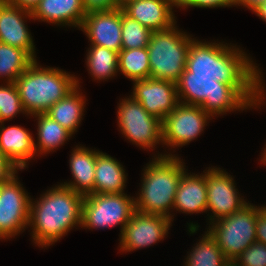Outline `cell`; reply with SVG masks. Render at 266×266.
<instances>
[{
	"label": "cell",
	"mask_w": 266,
	"mask_h": 266,
	"mask_svg": "<svg viewBox=\"0 0 266 266\" xmlns=\"http://www.w3.org/2000/svg\"><path fill=\"white\" fill-rule=\"evenodd\" d=\"M232 46L194 39L185 69L190 77H215L218 82L233 86L253 107L261 106L265 96L262 72L245 52Z\"/></svg>",
	"instance_id": "obj_1"
},
{
	"label": "cell",
	"mask_w": 266,
	"mask_h": 266,
	"mask_svg": "<svg viewBox=\"0 0 266 266\" xmlns=\"http://www.w3.org/2000/svg\"><path fill=\"white\" fill-rule=\"evenodd\" d=\"M84 195L59 184L30 201L28 226L38 247H46L60 240L73 227L81 225Z\"/></svg>",
	"instance_id": "obj_2"
},
{
	"label": "cell",
	"mask_w": 266,
	"mask_h": 266,
	"mask_svg": "<svg viewBox=\"0 0 266 266\" xmlns=\"http://www.w3.org/2000/svg\"><path fill=\"white\" fill-rule=\"evenodd\" d=\"M185 165L179 157L159 154L144 168L139 197L135 198V208L142 213L159 214L172 219L170 209L179 181L185 172Z\"/></svg>",
	"instance_id": "obj_3"
},
{
	"label": "cell",
	"mask_w": 266,
	"mask_h": 266,
	"mask_svg": "<svg viewBox=\"0 0 266 266\" xmlns=\"http://www.w3.org/2000/svg\"><path fill=\"white\" fill-rule=\"evenodd\" d=\"M37 63L35 60L14 82L27 115L46 113L77 86V77Z\"/></svg>",
	"instance_id": "obj_4"
},
{
	"label": "cell",
	"mask_w": 266,
	"mask_h": 266,
	"mask_svg": "<svg viewBox=\"0 0 266 266\" xmlns=\"http://www.w3.org/2000/svg\"><path fill=\"white\" fill-rule=\"evenodd\" d=\"M176 89L180 103L199 105L212 119L229 111L253 108L233 86L220 83L215 77H190L186 69L176 82Z\"/></svg>",
	"instance_id": "obj_5"
},
{
	"label": "cell",
	"mask_w": 266,
	"mask_h": 266,
	"mask_svg": "<svg viewBox=\"0 0 266 266\" xmlns=\"http://www.w3.org/2000/svg\"><path fill=\"white\" fill-rule=\"evenodd\" d=\"M175 24L151 33L149 53L150 78L177 82L184 72L191 42L194 40L178 30Z\"/></svg>",
	"instance_id": "obj_6"
},
{
	"label": "cell",
	"mask_w": 266,
	"mask_h": 266,
	"mask_svg": "<svg viewBox=\"0 0 266 266\" xmlns=\"http://www.w3.org/2000/svg\"><path fill=\"white\" fill-rule=\"evenodd\" d=\"M265 207L248 201L239 211L209 224L207 231L230 262L256 242V218Z\"/></svg>",
	"instance_id": "obj_7"
},
{
	"label": "cell",
	"mask_w": 266,
	"mask_h": 266,
	"mask_svg": "<svg viewBox=\"0 0 266 266\" xmlns=\"http://www.w3.org/2000/svg\"><path fill=\"white\" fill-rule=\"evenodd\" d=\"M135 198L121 194H88L82 203L81 225L88 229L109 228L125 225L135 212Z\"/></svg>",
	"instance_id": "obj_8"
},
{
	"label": "cell",
	"mask_w": 266,
	"mask_h": 266,
	"mask_svg": "<svg viewBox=\"0 0 266 266\" xmlns=\"http://www.w3.org/2000/svg\"><path fill=\"white\" fill-rule=\"evenodd\" d=\"M117 113L122 134L133 144L153 149L162 142V121L149 114L132 96L122 99Z\"/></svg>",
	"instance_id": "obj_9"
},
{
	"label": "cell",
	"mask_w": 266,
	"mask_h": 266,
	"mask_svg": "<svg viewBox=\"0 0 266 266\" xmlns=\"http://www.w3.org/2000/svg\"><path fill=\"white\" fill-rule=\"evenodd\" d=\"M211 116L199 105L179 103L162 120V143L166 146L180 147L197 139L204 131Z\"/></svg>",
	"instance_id": "obj_10"
},
{
	"label": "cell",
	"mask_w": 266,
	"mask_h": 266,
	"mask_svg": "<svg viewBox=\"0 0 266 266\" xmlns=\"http://www.w3.org/2000/svg\"><path fill=\"white\" fill-rule=\"evenodd\" d=\"M31 198L17 175L0 184V239H9L28 228Z\"/></svg>",
	"instance_id": "obj_11"
},
{
	"label": "cell",
	"mask_w": 266,
	"mask_h": 266,
	"mask_svg": "<svg viewBox=\"0 0 266 266\" xmlns=\"http://www.w3.org/2000/svg\"><path fill=\"white\" fill-rule=\"evenodd\" d=\"M171 224L167 216L135 210L120 233V250L130 252L161 241L167 236Z\"/></svg>",
	"instance_id": "obj_12"
},
{
	"label": "cell",
	"mask_w": 266,
	"mask_h": 266,
	"mask_svg": "<svg viewBox=\"0 0 266 266\" xmlns=\"http://www.w3.org/2000/svg\"><path fill=\"white\" fill-rule=\"evenodd\" d=\"M234 182L233 177L220 168L206 171L207 211L211 210L214 214L209 217V223L229 216L247 204L244 198H240Z\"/></svg>",
	"instance_id": "obj_13"
},
{
	"label": "cell",
	"mask_w": 266,
	"mask_h": 266,
	"mask_svg": "<svg viewBox=\"0 0 266 266\" xmlns=\"http://www.w3.org/2000/svg\"><path fill=\"white\" fill-rule=\"evenodd\" d=\"M132 97L161 121L180 103L176 83L153 78L133 81Z\"/></svg>",
	"instance_id": "obj_14"
},
{
	"label": "cell",
	"mask_w": 266,
	"mask_h": 266,
	"mask_svg": "<svg viewBox=\"0 0 266 266\" xmlns=\"http://www.w3.org/2000/svg\"><path fill=\"white\" fill-rule=\"evenodd\" d=\"M91 45L106 47L120 52L122 49V9L86 13L80 27Z\"/></svg>",
	"instance_id": "obj_15"
},
{
	"label": "cell",
	"mask_w": 266,
	"mask_h": 266,
	"mask_svg": "<svg viewBox=\"0 0 266 266\" xmlns=\"http://www.w3.org/2000/svg\"><path fill=\"white\" fill-rule=\"evenodd\" d=\"M25 18H33L31 11L0 0V43L25 50L36 60L35 45Z\"/></svg>",
	"instance_id": "obj_16"
},
{
	"label": "cell",
	"mask_w": 266,
	"mask_h": 266,
	"mask_svg": "<svg viewBox=\"0 0 266 266\" xmlns=\"http://www.w3.org/2000/svg\"><path fill=\"white\" fill-rule=\"evenodd\" d=\"M177 0H135L122 10L152 32L163 31L176 24L172 9Z\"/></svg>",
	"instance_id": "obj_17"
},
{
	"label": "cell",
	"mask_w": 266,
	"mask_h": 266,
	"mask_svg": "<svg viewBox=\"0 0 266 266\" xmlns=\"http://www.w3.org/2000/svg\"><path fill=\"white\" fill-rule=\"evenodd\" d=\"M31 15L34 20L80 28L86 12L82 0H40Z\"/></svg>",
	"instance_id": "obj_18"
},
{
	"label": "cell",
	"mask_w": 266,
	"mask_h": 266,
	"mask_svg": "<svg viewBox=\"0 0 266 266\" xmlns=\"http://www.w3.org/2000/svg\"><path fill=\"white\" fill-rule=\"evenodd\" d=\"M3 126V127H2ZM32 134L22 126L5 127L0 123V152L21 170L34 158L36 151Z\"/></svg>",
	"instance_id": "obj_19"
},
{
	"label": "cell",
	"mask_w": 266,
	"mask_h": 266,
	"mask_svg": "<svg viewBox=\"0 0 266 266\" xmlns=\"http://www.w3.org/2000/svg\"><path fill=\"white\" fill-rule=\"evenodd\" d=\"M184 172L174 199V209L182 213L207 212L206 172L189 175Z\"/></svg>",
	"instance_id": "obj_20"
},
{
	"label": "cell",
	"mask_w": 266,
	"mask_h": 266,
	"mask_svg": "<svg viewBox=\"0 0 266 266\" xmlns=\"http://www.w3.org/2000/svg\"><path fill=\"white\" fill-rule=\"evenodd\" d=\"M100 151L76 146L69 160L73 181L61 183L82 195L94 194L96 156Z\"/></svg>",
	"instance_id": "obj_21"
},
{
	"label": "cell",
	"mask_w": 266,
	"mask_h": 266,
	"mask_svg": "<svg viewBox=\"0 0 266 266\" xmlns=\"http://www.w3.org/2000/svg\"><path fill=\"white\" fill-rule=\"evenodd\" d=\"M126 173L120 162L106 153L99 152L96 156L94 193H124Z\"/></svg>",
	"instance_id": "obj_22"
},
{
	"label": "cell",
	"mask_w": 266,
	"mask_h": 266,
	"mask_svg": "<svg viewBox=\"0 0 266 266\" xmlns=\"http://www.w3.org/2000/svg\"><path fill=\"white\" fill-rule=\"evenodd\" d=\"M79 80L76 79L77 86L64 98L56 102L46 112L53 120L58 122L72 135L77 132V128L84 114L85 96L80 94Z\"/></svg>",
	"instance_id": "obj_23"
},
{
	"label": "cell",
	"mask_w": 266,
	"mask_h": 266,
	"mask_svg": "<svg viewBox=\"0 0 266 266\" xmlns=\"http://www.w3.org/2000/svg\"><path fill=\"white\" fill-rule=\"evenodd\" d=\"M31 116L37 117L36 120H38V142L34 144L36 154L37 152L40 154L52 152L71 138L72 134L46 113H38Z\"/></svg>",
	"instance_id": "obj_24"
},
{
	"label": "cell",
	"mask_w": 266,
	"mask_h": 266,
	"mask_svg": "<svg viewBox=\"0 0 266 266\" xmlns=\"http://www.w3.org/2000/svg\"><path fill=\"white\" fill-rule=\"evenodd\" d=\"M35 60L25 51L0 43V78L14 83Z\"/></svg>",
	"instance_id": "obj_25"
},
{
	"label": "cell",
	"mask_w": 266,
	"mask_h": 266,
	"mask_svg": "<svg viewBox=\"0 0 266 266\" xmlns=\"http://www.w3.org/2000/svg\"><path fill=\"white\" fill-rule=\"evenodd\" d=\"M132 81L150 78L149 53L147 47L121 49L118 53V72Z\"/></svg>",
	"instance_id": "obj_26"
},
{
	"label": "cell",
	"mask_w": 266,
	"mask_h": 266,
	"mask_svg": "<svg viewBox=\"0 0 266 266\" xmlns=\"http://www.w3.org/2000/svg\"><path fill=\"white\" fill-rule=\"evenodd\" d=\"M87 68L95 80L114 77L118 72V52L91 45L87 54Z\"/></svg>",
	"instance_id": "obj_27"
},
{
	"label": "cell",
	"mask_w": 266,
	"mask_h": 266,
	"mask_svg": "<svg viewBox=\"0 0 266 266\" xmlns=\"http://www.w3.org/2000/svg\"><path fill=\"white\" fill-rule=\"evenodd\" d=\"M191 251L185 266H226L230 262L208 231Z\"/></svg>",
	"instance_id": "obj_28"
},
{
	"label": "cell",
	"mask_w": 266,
	"mask_h": 266,
	"mask_svg": "<svg viewBox=\"0 0 266 266\" xmlns=\"http://www.w3.org/2000/svg\"><path fill=\"white\" fill-rule=\"evenodd\" d=\"M152 31L128 16L122 10V49L145 48L149 44Z\"/></svg>",
	"instance_id": "obj_29"
},
{
	"label": "cell",
	"mask_w": 266,
	"mask_h": 266,
	"mask_svg": "<svg viewBox=\"0 0 266 266\" xmlns=\"http://www.w3.org/2000/svg\"><path fill=\"white\" fill-rule=\"evenodd\" d=\"M5 86V87H4ZM0 86V123L25 112L15 83Z\"/></svg>",
	"instance_id": "obj_30"
},
{
	"label": "cell",
	"mask_w": 266,
	"mask_h": 266,
	"mask_svg": "<svg viewBox=\"0 0 266 266\" xmlns=\"http://www.w3.org/2000/svg\"><path fill=\"white\" fill-rule=\"evenodd\" d=\"M233 262L237 266H266V244L253 242Z\"/></svg>",
	"instance_id": "obj_31"
},
{
	"label": "cell",
	"mask_w": 266,
	"mask_h": 266,
	"mask_svg": "<svg viewBox=\"0 0 266 266\" xmlns=\"http://www.w3.org/2000/svg\"><path fill=\"white\" fill-rule=\"evenodd\" d=\"M232 7V0H177V8H215Z\"/></svg>",
	"instance_id": "obj_32"
},
{
	"label": "cell",
	"mask_w": 266,
	"mask_h": 266,
	"mask_svg": "<svg viewBox=\"0 0 266 266\" xmlns=\"http://www.w3.org/2000/svg\"><path fill=\"white\" fill-rule=\"evenodd\" d=\"M86 13L94 11H110L118 8L116 0H82Z\"/></svg>",
	"instance_id": "obj_33"
},
{
	"label": "cell",
	"mask_w": 266,
	"mask_h": 266,
	"mask_svg": "<svg viewBox=\"0 0 266 266\" xmlns=\"http://www.w3.org/2000/svg\"><path fill=\"white\" fill-rule=\"evenodd\" d=\"M17 170L21 169L0 152V184L12 179Z\"/></svg>",
	"instance_id": "obj_34"
},
{
	"label": "cell",
	"mask_w": 266,
	"mask_h": 266,
	"mask_svg": "<svg viewBox=\"0 0 266 266\" xmlns=\"http://www.w3.org/2000/svg\"><path fill=\"white\" fill-rule=\"evenodd\" d=\"M256 241L266 244V207L256 218Z\"/></svg>",
	"instance_id": "obj_35"
},
{
	"label": "cell",
	"mask_w": 266,
	"mask_h": 266,
	"mask_svg": "<svg viewBox=\"0 0 266 266\" xmlns=\"http://www.w3.org/2000/svg\"><path fill=\"white\" fill-rule=\"evenodd\" d=\"M8 4L32 11L40 0H4Z\"/></svg>",
	"instance_id": "obj_36"
},
{
	"label": "cell",
	"mask_w": 266,
	"mask_h": 266,
	"mask_svg": "<svg viewBox=\"0 0 266 266\" xmlns=\"http://www.w3.org/2000/svg\"><path fill=\"white\" fill-rule=\"evenodd\" d=\"M266 2V0H232V5L234 6H244L248 9L254 11L256 8H258L261 4Z\"/></svg>",
	"instance_id": "obj_37"
},
{
	"label": "cell",
	"mask_w": 266,
	"mask_h": 266,
	"mask_svg": "<svg viewBox=\"0 0 266 266\" xmlns=\"http://www.w3.org/2000/svg\"><path fill=\"white\" fill-rule=\"evenodd\" d=\"M253 12L256 13L257 16H259L263 21L266 22V2H264L263 4H261Z\"/></svg>",
	"instance_id": "obj_38"
},
{
	"label": "cell",
	"mask_w": 266,
	"mask_h": 266,
	"mask_svg": "<svg viewBox=\"0 0 266 266\" xmlns=\"http://www.w3.org/2000/svg\"><path fill=\"white\" fill-rule=\"evenodd\" d=\"M135 0H116L118 8H123L127 3L132 2Z\"/></svg>",
	"instance_id": "obj_39"
},
{
	"label": "cell",
	"mask_w": 266,
	"mask_h": 266,
	"mask_svg": "<svg viewBox=\"0 0 266 266\" xmlns=\"http://www.w3.org/2000/svg\"><path fill=\"white\" fill-rule=\"evenodd\" d=\"M263 152L264 153H262L263 156H262V158H261L260 161H262L261 163L266 164V148H264V151Z\"/></svg>",
	"instance_id": "obj_40"
},
{
	"label": "cell",
	"mask_w": 266,
	"mask_h": 266,
	"mask_svg": "<svg viewBox=\"0 0 266 266\" xmlns=\"http://www.w3.org/2000/svg\"><path fill=\"white\" fill-rule=\"evenodd\" d=\"M226 266H237L234 262H229Z\"/></svg>",
	"instance_id": "obj_41"
}]
</instances>
